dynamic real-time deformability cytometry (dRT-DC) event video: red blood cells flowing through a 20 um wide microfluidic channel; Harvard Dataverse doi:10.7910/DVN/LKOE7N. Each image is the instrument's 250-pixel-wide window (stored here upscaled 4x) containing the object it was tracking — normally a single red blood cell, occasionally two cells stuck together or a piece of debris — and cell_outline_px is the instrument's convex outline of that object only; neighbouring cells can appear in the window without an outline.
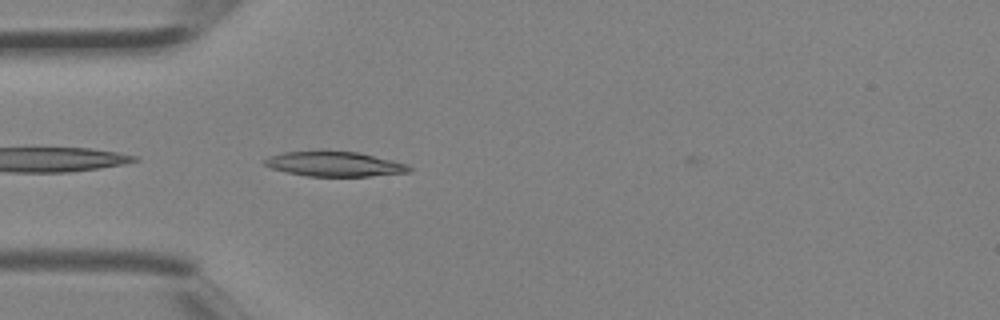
{"species": "Egyptian fruit bat (a non-hibernating species)", "species_latin": "Rousettus aegyptiacus", "temperature_condition": "room temperature", "stored_images_in_passage": 2, "camera_frame_rate_fps": 3000, "um_per_image_px": 0.085, "animal": {"sex": "female"}, "frame": {"image": 1, "passage_image": 2, "time_ms": 0.333, "image_size_px": [1000, 320], "cell_outline_px": [[412, 172], [368, 176], [308, 176], [288, 172], [272, 168], [264, 164], [264, 160], [268, 156], [284, 152], [320, 148], [356, 152], [392, 160], [404, 164], [412, 168]], "centroid_in_image_um": [28.38, 13.9], "position_along_channel_um": 56.6, "area_um2": 21.39}}